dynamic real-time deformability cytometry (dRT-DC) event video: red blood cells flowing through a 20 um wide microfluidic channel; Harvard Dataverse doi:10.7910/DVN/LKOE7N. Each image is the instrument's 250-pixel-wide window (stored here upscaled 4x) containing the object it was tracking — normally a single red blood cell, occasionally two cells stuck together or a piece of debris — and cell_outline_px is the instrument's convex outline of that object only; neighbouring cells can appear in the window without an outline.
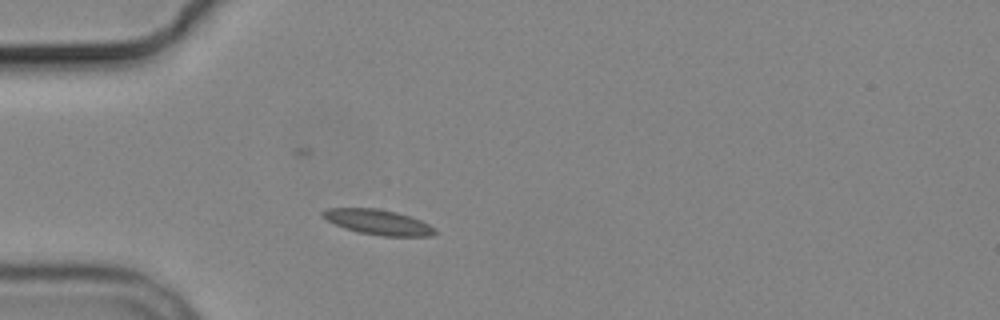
{"species": "common noctule bat (a hibernating species)", "species_latin": "Nyctalus noctula", "temperature_condition": "cold", "stored_images_in_passage": 1, "camera_frame_rate_fps": 3000, "um_per_image_px": 0.085, "animal": {"sex": "male", "body_mass_g": 19.2, "forearm_length_mm": 51.8}, "frame": {"image": 1, "passage_image": 1, "time_ms": 0.0, "image_size_px": [1000, 320], "cell_outline_px": [[436, 232], [432, 236], [380, 236], [360, 232], [344, 228], [320, 216], [320, 212], [328, 208], [376, 208], [396, 212], [420, 220], [436, 228]], "centroid_in_image_um": [32.13, 18.88], "position_along_channel_um": 52.9, "area_um2": 16.36}}